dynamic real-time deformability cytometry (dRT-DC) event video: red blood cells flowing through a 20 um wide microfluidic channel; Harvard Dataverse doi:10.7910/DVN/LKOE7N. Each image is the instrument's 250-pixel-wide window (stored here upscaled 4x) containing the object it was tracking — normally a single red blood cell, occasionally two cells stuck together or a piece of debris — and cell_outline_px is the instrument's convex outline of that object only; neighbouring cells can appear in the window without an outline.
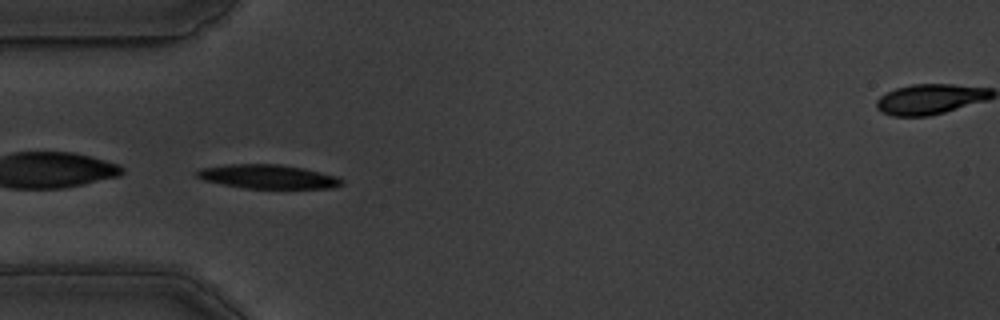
{"species": "common noctule bat (a hibernating species)", "species_latin": "Nyctalus noctula", "temperature_condition": "warm", "stored_images_in_passage": 41, "camera_frame_rate_fps": 3000, "um_per_image_px": 0.085, "animal": {"sex": "male", "body_mass_g": 19.5, "forearm_length_mm": 54.6}, "frame": {"image": 1, "passage_image": 1, "time_ms": 0.0, "image_size_px": [1000, 320], "cell_outline_px": [[344, 184], [332, 188], [244, 188], [204, 180], [196, 176], [192, 172], [200, 168], [224, 164], [280, 164], [304, 168], [336, 176], [344, 180]], "centroid_in_image_um": [22.75, 15.0], "position_along_channel_um": 62.3, "area_um2": 20.35}}
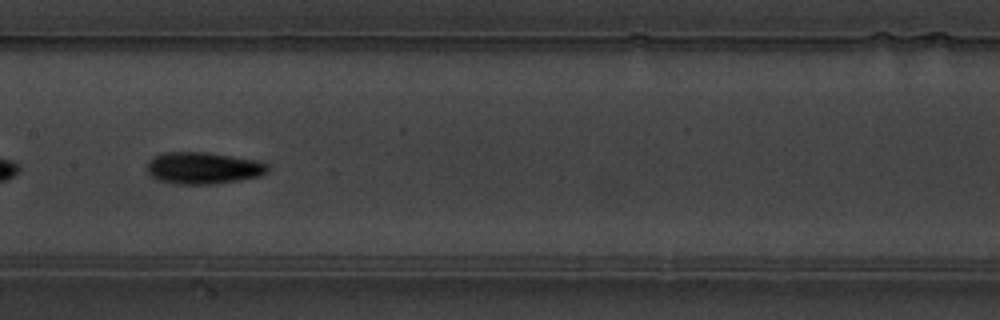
{"frame": {"image": 2, "passage_image": 12, "time_ms": 3.667, "image_size_px": [1000, 320], "cell_outline_px": [[268, 172], [260, 176], [240, 180], [216, 184], [172, 184], [160, 180], [152, 176], [148, 172], [148, 160], [152, 156], [164, 152], [204, 152], [260, 160], [268, 164]], "centroid_in_image_um": [17.29, 14.28], "position_along_channel_um": 190.1, "area_um2": 22.6}}
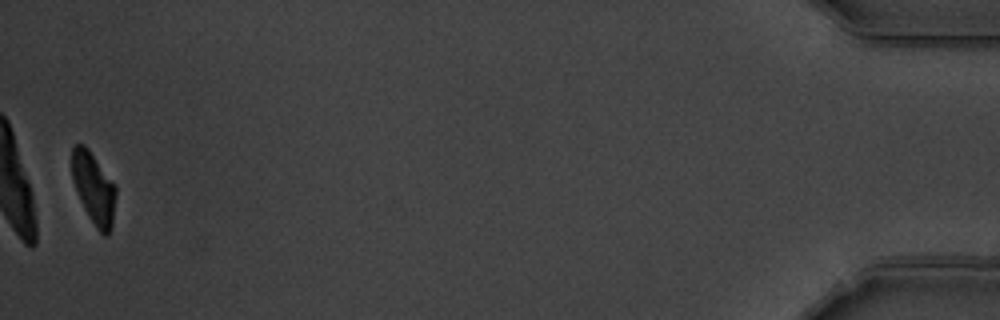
{"frame": {"image": 3, "passage_image": 40, "time_ms": 13.0, "image_size_px": [1000, 320], "cell_outline_px": [[116, 196], [112, 228], [108, 236], [104, 236], [96, 228], [84, 208], [80, 200], [72, 180], [72, 148], [76, 144], [84, 144], [88, 148], [116, 184]], "centroid_in_image_um": [7.99, 16.01], "position_along_channel_um": 427.2, "area_um2": 18.5}, "authors_computed_cell_mechanics": {"area_um2": 20.6924, "velocity_mm_per_s": 3.5262, "shape_relaxation_time_tau1_ms": 3.2003, "shape_relaxation_time_tau2_ms": 4.445, "deformation_change_tau1": 0.1559, "deformation_change_tau2": 0.0976}}